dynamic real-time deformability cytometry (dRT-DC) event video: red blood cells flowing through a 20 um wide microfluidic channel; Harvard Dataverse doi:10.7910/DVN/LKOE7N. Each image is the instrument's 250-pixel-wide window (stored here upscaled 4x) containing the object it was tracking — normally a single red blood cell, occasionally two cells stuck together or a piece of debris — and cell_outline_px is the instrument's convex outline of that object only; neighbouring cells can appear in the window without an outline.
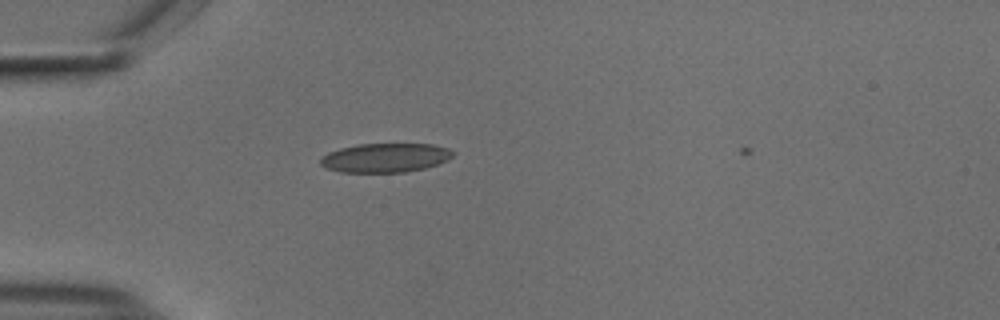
{"species": "common noctule bat (a hibernating species)", "species_latin": "Nyctalus noctula", "temperature_condition": "cold", "stored_images_in_passage": 10, "camera_frame_rate_fps": 3000, "um_per_image_px": 0.085, "animal": {"sex": "male", "body_mass_g": 18.8}, "frame": {"image": 1, "passage_image": 9, "time_ms": 2.667, "image_size_px": [1000, 320], "cell_outline_px": [[452, 156], [448, 160], [424, 168], [404, 172], [340, 172], [328, 168], [320, 164], [320, 160], [328, 152], [340, 148], [360, 144], [432, 144], [448, 148], [452, 152]], "centroid_in_image_um": [32.74, 13.41], "position_along_channel_um": 52.3, "area_um2": 22.2}}